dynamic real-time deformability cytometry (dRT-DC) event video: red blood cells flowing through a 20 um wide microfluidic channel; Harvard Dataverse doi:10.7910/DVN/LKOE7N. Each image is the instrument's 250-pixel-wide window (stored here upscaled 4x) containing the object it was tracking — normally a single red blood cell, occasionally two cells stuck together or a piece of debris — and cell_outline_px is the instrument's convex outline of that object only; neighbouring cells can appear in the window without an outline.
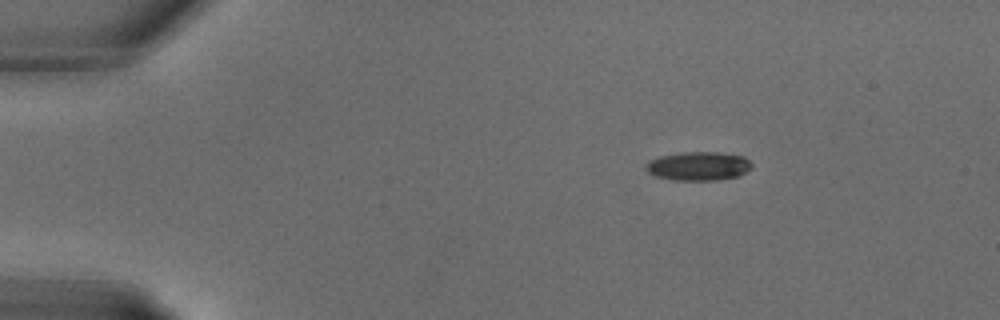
{"species": "common noctule bat (a hibernating species)", "species_latin": "Nyctalus noctula", "temperature_condition": "warm", "stored_images_in_passage": 11, "camera_frame_rate_fps": 3000, "um_per_image_px": 0.085, "animal": {"sex": "male", "body_mass_g": 18.8}, "frame": {"image": 1, "passage_image": 1, "time_ms": 0.0, "image_size_px": [1000, 320], "cell_outline_px": [[752, 168], [740, 176], [716, 180], [672, 180], [656, 176], [648, 172], [648, 164], [652, 160], [660, 156], [680, 152], [720, 152], [744, 156], [752, 164]], "centroid_in_image_um": [59.44, 14.12], "position_along_channel_um": 25.6, "area_um2": 17.69}}
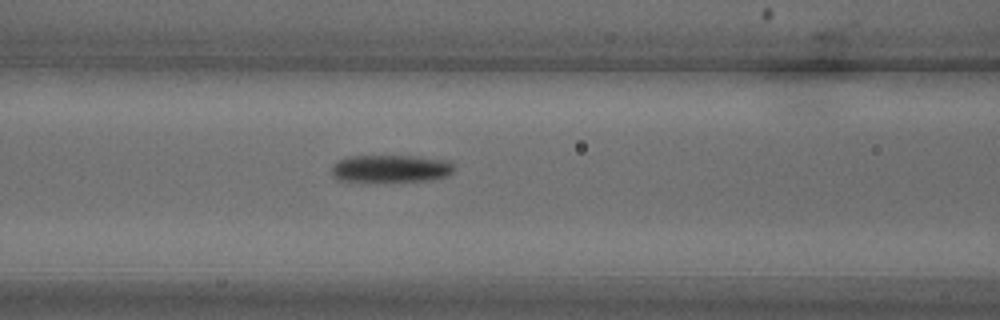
{"frame": {"image": 2, "passage_image": 9, "time_ms": 2.667, "image_size_px": [1000, 320], "cell_outline_px": [[456, 168], [448, 176], [432, 180], [368, 184], [364, 184], [336, 180], [332, 176], [332, 164], [340, 160], [352, 156], [416, 156], [452, 160]], "centroid_in_image_um": [33.22, 14.38], "position_along_channel_um": 133.4, "area_um2": 20.92}}
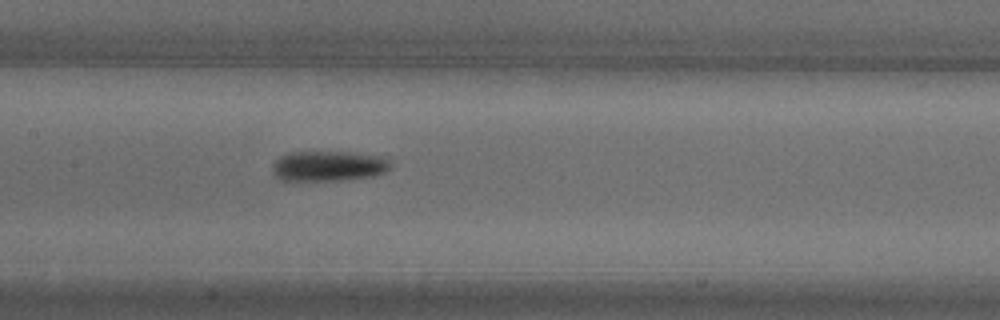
{"frame": {"image": 3, "passage_image": 11, "time_ms": 3.333, "image_size_px": [1000, 320], "cell_outline_px": [[392, 168], [384, 172], [372, 176], [344, 180], [280, 180], [272, 172], [272, 164], [280, 156], [288, 152], [352, 152], [388, 156], [392, 164]], "centroid_in_image_um": [27.98, 14.09], "position_along_channel_um": 179.4, "area_um2": 21.21}}